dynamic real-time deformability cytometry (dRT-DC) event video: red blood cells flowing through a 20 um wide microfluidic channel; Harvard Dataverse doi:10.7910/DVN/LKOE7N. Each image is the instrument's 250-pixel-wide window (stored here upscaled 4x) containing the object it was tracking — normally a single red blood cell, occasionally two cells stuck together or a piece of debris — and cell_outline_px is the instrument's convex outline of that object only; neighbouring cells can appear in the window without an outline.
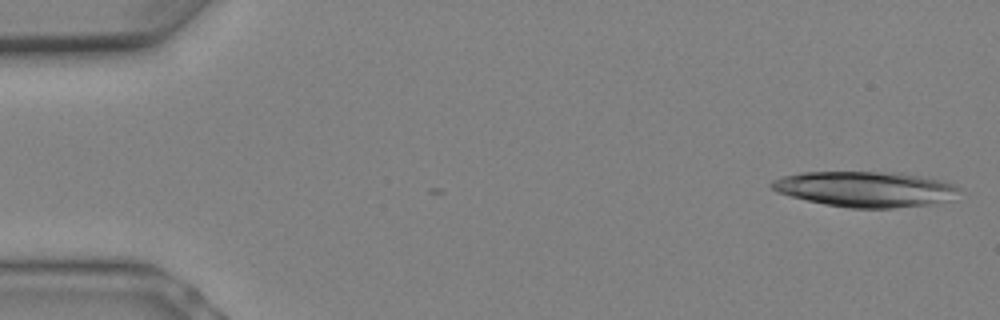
{"species": "Egyptian fruit bat (a non-hibernating species)", "species_latin": "Rousettus aegyptiacus", "temperature_condition": "warm", "stored_images_in_passage": 2, "camera_frame_rate_fps": 3000, "um_per_image_px": 0.085, "animal": {"sex": "female"}, "frame": {"image": 1, "passage_image": 1, "time_ms": 0.0, "image_size_px": [1000, 320], "cell_outline_px": [[964, 192], [952, 200], [936, 204], [892, 208], [848, 208], [824, 204], [776, 192], [768, 184], [772, 180], [784, 176], [800, 172], [900, 172], [940, 180], [952, 184], [960, 188]], "centroid_in_image_um": [73.63, 16.08], "position_along_channel_um": 11.4, "area_um2": 39.25}}